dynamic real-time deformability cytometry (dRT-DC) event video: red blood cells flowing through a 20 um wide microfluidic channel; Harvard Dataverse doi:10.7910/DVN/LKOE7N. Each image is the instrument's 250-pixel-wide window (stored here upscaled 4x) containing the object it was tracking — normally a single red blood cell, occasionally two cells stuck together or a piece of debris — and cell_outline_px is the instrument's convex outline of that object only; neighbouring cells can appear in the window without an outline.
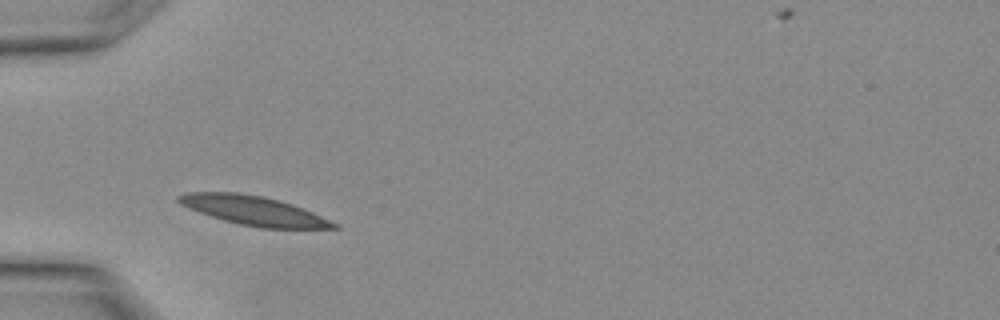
{"species": "Egyptian fruit bat (a non-hibernating species)", "species_latin": "Rousettus aegyptiacus", "temperature_condition": "warm", "stored_images_in_passage": 22, "camera_frame_rate_fps": 3000, "um_per_image_px": 0.085, "animal": {"sex": "female"}, "frame": {"image": 1, "passage_image": 4, "time_ms": 1.0, "image_size_px": [1000, 320], "cell_outline_px": [[340, 228], [260, 228], [240, 224], [224, 220], [200, 212], [180, 204], [176, 200], [176, 196], [188, 192], [236, 192], [264, 196], [280, 200], [304, 208], [340, 224]], "centroid_in_image_um": [21.6, 17.89], "position_along_channel_um": 63.4, "area_um2": 26.36}}